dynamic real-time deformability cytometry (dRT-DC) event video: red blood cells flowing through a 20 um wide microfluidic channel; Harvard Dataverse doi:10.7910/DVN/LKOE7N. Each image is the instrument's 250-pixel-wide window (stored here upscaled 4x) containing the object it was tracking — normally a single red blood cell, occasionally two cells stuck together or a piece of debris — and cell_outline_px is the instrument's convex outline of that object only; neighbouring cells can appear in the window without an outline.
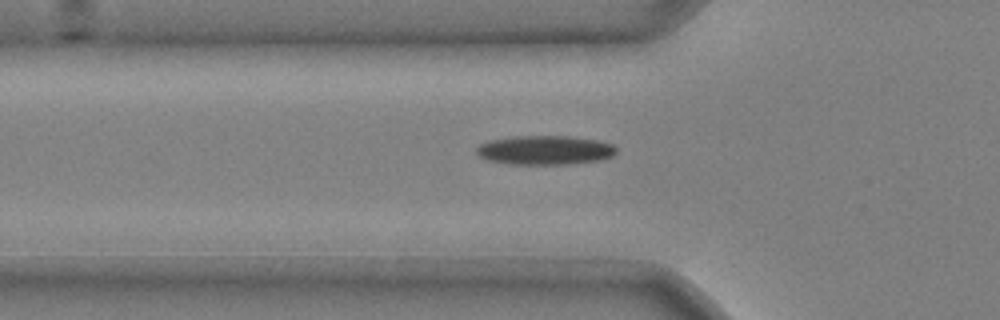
{"species": "common noctule bat (a hibernating species)", "species_latin": "Nyctalus noctula", "temperature_condition": "cold", "stored_images_in_passage": 37, "camera_frame_rate_fps": 3000, "um_per_image_px": 0.085, "animal": {"sex": "male", "body_mass_g": 20.4}, "frame": {"image": 1, "passage_image": 5, "time_ms": 1.333, "image_size_px": [1000, 320], "cell_outline_px": [[616, 152], [612, 156], [600, 160], [564, 164], [508, 164], [488, 160], [480, 156], [476, 152], [476, 148], [480, 144], [488, 140], [512, 136], [568, 136], [600, 140], [612, 144], [616, 148]], "centroid_in_image_um": [46.3, 12.75], "position_along_channel_um": 79.5, "area_um2": 23.81}}
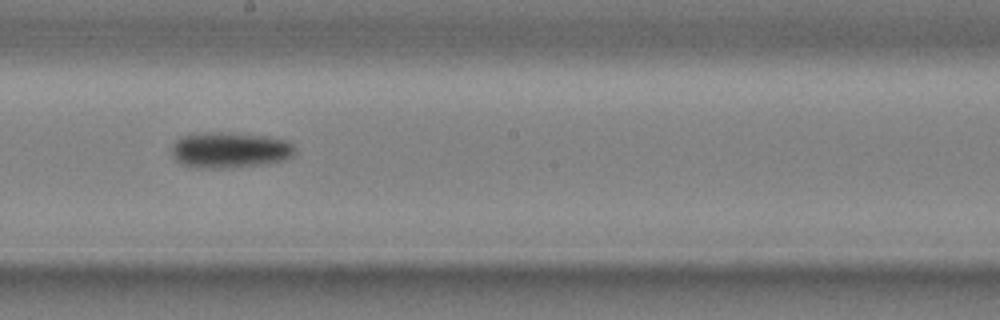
{"frame": {"image": 2, "passage_image": 17, "time_ms": 5.333, "image_size_px": [1000, 320], "cell_outline_px": [[296, 152], [288, 160], [264, 164], [220, 168], [196, 168], [184, 164], [176, 160], [172, 152], [172, 148], [176, 140], [180, 136], [204, 132], [232, 132], [264, 136], [288, 140], [296, 148]], "centroid_in_image_um": [19.58, 12.74], "position_along_channel_um": 228.6, "area_um2": 25.95}}
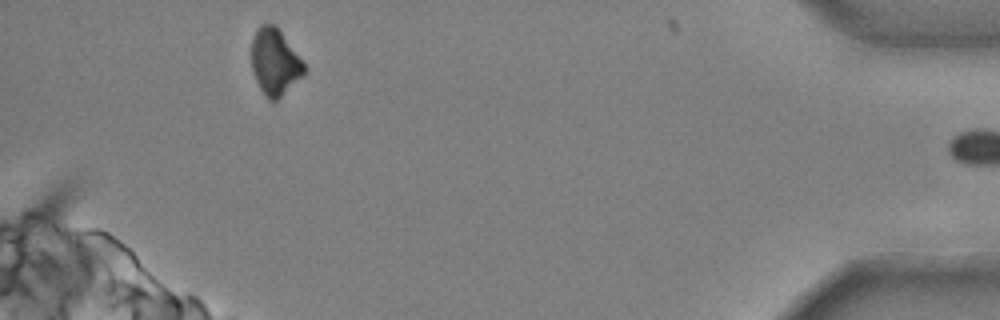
{"frame": {"image": 3, "passage_image": 36, "time_ms": 11.667, "image_size_px": [1000, 320], "cell_outline_px": [[304, 72], [276, 100], [268, 100], [264, 96], [256, 80], [252, 68], [252, 40], [256, 32], [264, 24], [276, 24], [304, 64]], "centroid_in_image_um": [23.33, 5.25], "position_along_channel_um": 411.9, "area_um2": 19.59}, "authors_computed_cell_mechanics": {"area_um2": 23.409, "velocity_mm_per_s": 3.7224, "shape_relaxation_time_tau1_ms": 5.1618, "shape_relaxation_time_tau2_ms": 7.8632, "deformation_change_tau1": 0.1491, "deformation_change_tau2": 0.1683}}